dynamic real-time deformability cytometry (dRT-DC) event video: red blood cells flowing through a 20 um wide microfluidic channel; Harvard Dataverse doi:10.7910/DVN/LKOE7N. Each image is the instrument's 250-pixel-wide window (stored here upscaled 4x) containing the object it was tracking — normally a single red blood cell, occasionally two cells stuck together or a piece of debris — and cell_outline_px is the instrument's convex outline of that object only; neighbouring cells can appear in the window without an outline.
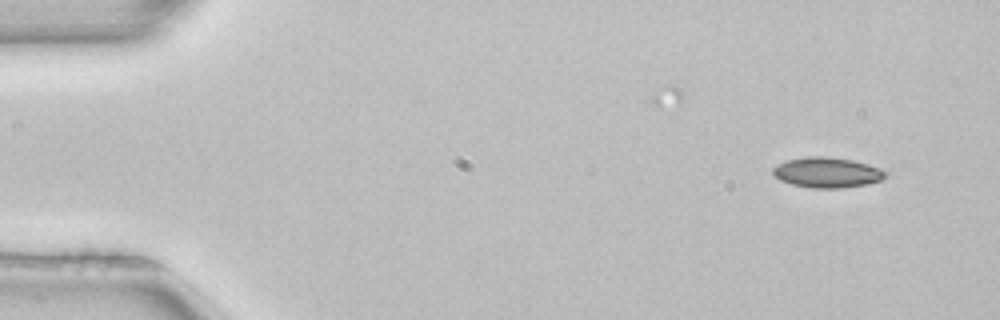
{"species": "common noctule bat (a hibernating species)", "species_latin": "Nyctalus noctula", "temperature_condition": "room temperature", "stored_images_in_passage": 2, "camera_frame_rate_fps": 3000, "um_per_image_px": 0.085, "animal": {"sex": "female", "body_mass_g": 22.7, "forearm_length_mm": 54.2}, "frame": {"image": 1, "passage_image": 2, "time_ms": 0.333, "image_size_px": [1000, 320], "cell_outline_px": [[888, 172], [880, 180], [868, 184], [840, 188], [812, 188], [792, 184], [780, 180], [772, 172], [772, 168], [788, 160], [808, 156], [828, 156], [852, 160], [868, 164], [880, 168]], "centroid_in_image_um": [70.32, 14.66], "position_along_channel_um": 14.7, "area_um2": 19.77}}